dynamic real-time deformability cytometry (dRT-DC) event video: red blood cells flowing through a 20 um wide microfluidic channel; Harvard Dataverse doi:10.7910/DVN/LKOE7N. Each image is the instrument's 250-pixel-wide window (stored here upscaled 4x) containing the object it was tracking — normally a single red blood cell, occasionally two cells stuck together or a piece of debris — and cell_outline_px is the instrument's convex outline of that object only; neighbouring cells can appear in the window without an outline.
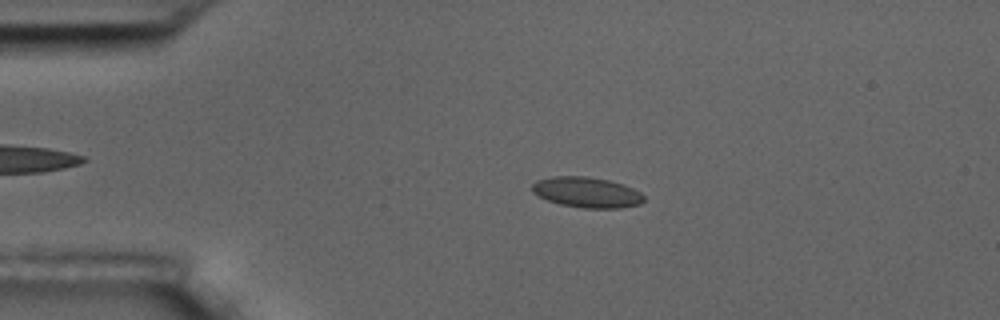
{"species": "common noctule bat (a hibernating species)", "species_latin": "Nyctalus noctula", "temperature_condition": "room temperature", "stored_images_in_passage": 58, "camera_frame_rate_fps": 3000, "um_per_image_px": 0.085, "animal": {"sex": "male", "body_mass_g": 17.5, "forearm_length_mm": 52.3}, "frame": {"image": 1, "passage_image": 13, "time_ms": 4.0, "image_size_px": [1000, 320], "cell_outline_px": [[644, 200], [640, 204], [620, 208], [584, 208], [560, 204], [548, 200], [532, 192], [532, 184], [536, 180], [552, 176], [588, 176], [608, 180], [624, 184], [640, 192], [644, 196]], "centroid_in_image_um": [49.88, 16.34], "position_along_channel_um": 35.1, "area_um2": 19.88}}
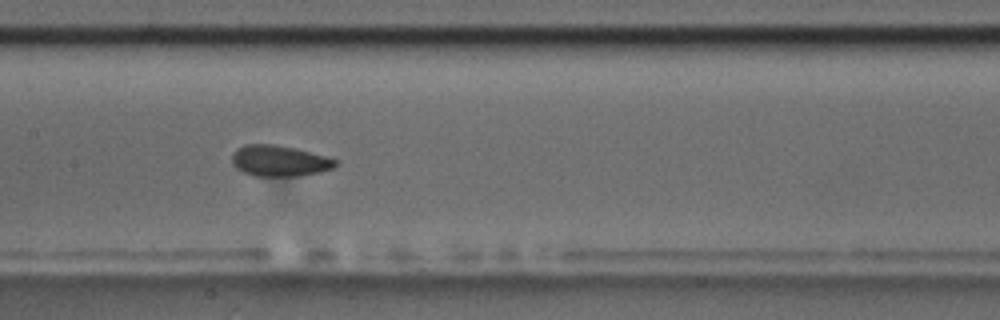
{"frame": {"image": 2, "passage_image": 29, "time_ms": 9.333, "image_size_px": [1000, 320], "cell_outline_px": [[340, 164], [332, 168], [320, 172], [296, 176], [256, 176], [244, 172], [236, 168], [232, 164], [232, 156], [236, 148], [244, 144], [272, 144], [296, 148], [340, 160]], "centroid_in_image_um": [23.77, 13.66], "position_along_channel_um": 183.6, "area_um2": 18.84}}
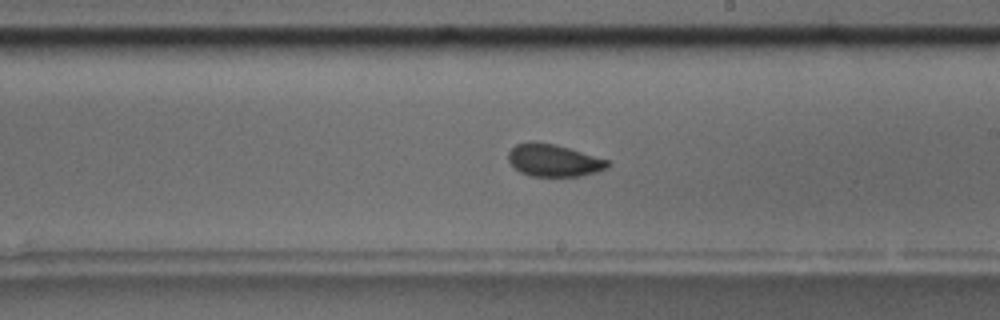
{"frame": {"image": 3, "passage_image": 34, "time_ms": 11.0, "image_size_px": [1000, 320], "cell_outline_px": [[608, 168], [596, 172], [580, 176], [532, 176], [520, 172], [508, 160], [508, 152], [516, 144], [532, 140], [556, 144], [608, 160]], "centroid_in_image_um": [47.04, 13.62], "position_along_channel_um": 242.0, "area_um2": 18.67}, "authors_computed_cell_mechanics": {"area_um2": 19.0162, "velocity_mm_per_s": 3.5126, "shape_relaxation_time_tau1_ms": 3.7999, "shape_relaxation_time_tau2_ms": 1.2728, "deformation_change_tau1": 0.088, "deformation_change_tau2": 0.0448}}